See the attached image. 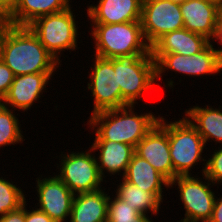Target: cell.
<instances>
[{
  "instance_id": "16",
  "label": "cell",
  "mask_w": 222,
  "mask_h": 222,
  "mask_svg": "<svg viewBox=\"0 0 222 222\" xmlns=\"http://www.w3.org/2000/svg\"><path fill=\"white\" fill-rule=\"evenodd\" d=\"M97 3L87 7L92 23L114 24L141 19L142 0H99Z\"/></svg>"
},
{
  "instance_id": "2",
  "label": "cell",
  "mask_w": 222,
  "mask_h": 222,
  "mask_svg": "<svg viewBox=\"0 0 222 222\" xmlns=\"http://www.w3.org/2000/svg\"><path fill=\"white\" fill-rule=\"evenodd\" d=\"M134 107L127 105L91 115L87 123L95 132L93 141H112L136 147L158 122L160 115L157 117L150 111L138 115L134 113Z\"/></svg>"
},
{
  "instance_id": "11",
  "label": "cell",
  "mask_w": 222,
  "mask_h": 222,
  "mask_svg": "<svg viewBox=\"0 0 222 222\" xmlns=\"http://www.w3.org/2000/svg\"><path fill=\"white\" fill-rule=\"evenodd\" d=\"M90 82L87 84L91 96L94 97V107L91 115L111 109L121 108V89L118 85L117 69L113 68V58L106 59L95 56Z\"/></svg>"
},
{
  "instance_id": "4",
  "label": "cell",
  "mask_w": 222,
  "mask_h": 222,
  "mask_svg": "<svg viewBox=\"0 0 222 222\" xmlns=\"http://www.w3.org/2000/svg\"><path fill=\"white\" fill-rule=\"evenodd\" d=\"M158 123L167 131L170 156L173 164V180L177 176L192 175L190 170L198 162L204 161L202 175L206 168V159L202 158L205 142L198 131L183 117L179 121H170L160 116Z\"/></svg>"
},
{
  "instance_id": "28",
  "label": "cell",
  "mask_w": 222,
  "mask_h": 222,
  "mask_svg": "<svg viewBox=\"0 0 222 222\" xmlns=\"http://www.w3.org/2000/svg\"><path fill=\"white\" fill-rule=\"evenodd\" d=\"M13 79L12 70L0 58V102L6 96Z\"/></svg>"
},
{
  "instance_id": "1",
  "label": "cell",
  "mask_w": 222,
  "mask_h": 222,
  "mask_svg": "<svg viewBox=\"0 0 222 222\" xmlns=\"http://www.w3.org/2000/svg\"><path fill=\"white\" fill-rule=\"evenodd\" d=\"M0 58L14 76L56 73L61 65L28 26H11L4 38Z\"/></svg>"
},
{
  "instance_id": "9",
  "label": "cell",
  "mask_w": 222,
  "mask_h": 222,
  "mask_svg": "<svg viewBox=\"0 0 222 222\" xmlns=\"http://www.w3.org/2000/svg\"><path fill=\"white\" fill-rule=\"evenodd\" d=\"M198 176H177L170 182V187L178 186L180 200L183 203L185 214L180 222H208L212 216L215 193L210 185L213 183L203 174Z\"/></svg>"
},
{
  "instance_id": "6",
  "label": "cell",
  "mask_w": 222,
  "mask_h": 222,
  "mask_svg": "<svg viewBox=\"0 0 222 222\" xmlns=\"http://www.w3.org/2000/svg\"><path fill=\"white\" fill-rule=\"evenodd\" d=\"M69 8L37 18L28 27L37 36L42 45L61 63L60 57L65 50L77 49L78 21Z\"/></svg>"
},
{
  "instance_id": "26",
  "label": "cell",
  "mask_w": 222,
  "mask_h": 222,
  "mask_svg": "<svg viewBox=\"0 0 222 222\" xmlns=\"http://www.w3.org/2000/svg\"><path fill=\"white\" fill-rule=\"evenodd\" d=\"M113 199L109 195L106 222H136L143 215L116 195Z\"/></svg>"
},
{
  "instance_id": "7",
  "label": "cell",
  "mask_w": 222,
  "mask_h": 222,
  "mask_svg": "<svg viewBox=\"0 0 222 222\" xmlns=\"http://www.w3.org/2000/svg\"><path fill=\"white\" fill-rule=\"evenodd\" d=\"M93 150L61 153L60 165L57 163L59 173L57 177L74 193L93 192L103 189L104 181L101 177ZM60 167V168H59Z\"/></svg>"
},
{
  "instance_id": "27",
  "label": "cell",
  "mask_w": 222,
  "mask_h": 222,
  "mask_svg": "<svg viewBox=\"0 0 222 222\" xmlns=\"http://www.w3.org/2000/svg\"><path fill=\"white\" fill-rule=\"evenodd\" d=\"M211 157L206 160L204 175L213 183L222 185V147L214 150Z\"/></svg>"
},
{
  "instance_id": "14",
  "label": "cell",
  "mask_w": 222,
  "mask_h": 222,
  "mask_svg": "<svg viewBox=\"0 0 222 222\" xmlns=\"http://www.w3.org/2000/svg\"><path fill=\"white\" fill-rule=\"evenodd\" d=\"M221 4L222 0L184 1L180 4L184 28L213 42Z\"/></svg>"
},
{
  "instance_id": "13",
  "label": "cell",
  "mask_w": 222,
  "mask_h": 222,
  "mask_svg": "<svg viewBox=\"0 0 222 222\" xmlns=\"http://www.w3.org/2000/svg\"><path fill=\"white\" fill-rule=\"evenodd\" d=\"M54 73H32L14 76L13 82L3 100L0 102L16 111H28L34 102L39 101L49 79ZM9 105V106H8Z\"/></svg>"
},
{
  "instance_id": "25",
  "label": "cell",
  "mask_w": 222,
  "mask_h": 222,
  "mask_svg": "<svg viewBox=\"0 0 222 222\" xmlns=\"http://www.w3.org/2000/svg\"><path fill=\"white\" fill-rule=\"evenodd\" d=\"M26 201L21 187L0 177V217L18 210Z\"/></svg>"
},
{
  "instance_id": "20",
  "label": "cell",
  "mask_w": 222,
  "mask_h": 222,
  "mask_svg": "<svg viewBox=\"0 0 222 222\" xmlns=\"http://www.w3.org/2000/svg\"><path fill=\"white\" fill-rule=\"evenodd\" d=\"M102 189L75 194L69 222H106L109 193Z\"/></svg>"
},
{
  "instance_id": "18",
  "label": "cell",
  "mask_w": 222,
  "mask_h": 222,
  "mask_svg": "<svg viewBox=\"0 0 222 222\" xmlns=\"http://www.w3.org/2000/svg\"><path fill=\"white\" fill-rule=\"evenodd\" d=\"M91 146L93 154L99 151L96 161L102 178H105V170L106 173L111 174L110 176L117 173L118 175L122 173V177L125 175L128 164L135 153V147L112 141H94Z\"/></svg>"
},
{
  "instance_id": "35",
  "label": "cell",
  "mask_w": 222,
  "mask_h": 222,
  "mask_svg": "<svg viewBox=\"0 0 222 222\" xmlns=\"http://www.w3.org/2000/svg\"><path fill=\"white\" fill-rule=\"evenodd\" d=\"M136 222H154L148 215H142Z\"/></svg>"
},
{
  "instance_id": "34",
  "label": "cell",
  "mask_w": 222,
  "mask_h": 222,
  "mask_svg": "<svg viewBox=\"0 0 222 222\" xmlns=\"http://www.w3.org/2000/svg\"><path fill=\"white\" fill-rule=\"evenodd\" d=\"M219 41V44L222 45V4H221V7H220V10H219V16H218V21H217V28H216V35H215V38L213 39V41L216 42ZM218 47L217 51L218 53L220 54V56L222 57V49Z\"/></svg>"
},
{
  "instance_id": "36",
  "label": "cell",
  "mask_w": 222,
  "mask_h": 222,
  "mask_svg": "<svg viewBox=\"0 0 222 222\" xmlns=\"http://www.w3.org/2000/svg\"><path fill=\"white\" fill-rule=\"evenodd\" d=\"M170 1L177 3V4H182L186 0H170Z\"/></svg>"
},
{
  "instance_id": "17",
  "label": "cell",
  "mask_w": 222,
  "mask_h": 222,
  "mask_svg": "<svg viewBox=\"0 0 222 222\" xmlns=\"http://www.w3.org/2000/svg\"><path fill=\"white\" fill-rule=\"evenodd\" d=\"M211 41L205 36L181 28L164 34L151 47V54L179 53L191 56L202 51Z\"/></svg>"
},
{
  "instance_id": "3",
  "label": "cell",
  "mask_w": 222,
  "mask_h": 222,
  "mask_svg": "<svg viewBox=\"0 0 222 222\" xmlns=\"http://www.w3.org/2000/svg\"><path fill=\"white\" fill-rule=\"evenodd\" d=\"M92 24L90 25L92 26L90 34L95 44L94 56L110 59L150 52V46L144 38L140 21Z\"/></svg>"
},
{
  "instance_id": "15",
  "label": "cell",
  "mask_w": 222,
  "mask_h": 222,
  "mask_svg": "<svg viewBox=\"0 0 222 222\" xmlns=\"http://www.w3.org/2000/svg\"><path fill=\"white\" fill-rule=\"evenodd\" d=\"M135 153L147 160L169 182L173 180L168 133L158 122L137 144Z\"/></svg>"
},
{
  "instance_id": "31",
  "label": "cell",
  "mask_w": 222,
  "mask_h": 222,
  "mask_svg": "<svg viewBox=\"0 0 222 222\" xmlns=\"http://www.w3.org/2000/svg\"><path fill=\"white\" fill-rule=\"evenodd\" d=\"M12 25V21L8 15L0 14V54L4 38Z\"/></svg>"
},
{
  "instance_id": "30",
  "label": "cell",
  "mask_w": 222,
  "mask_h": 222,
  "mask_svg": "<svg viewBox=\"0 0 222 222\" xmlns=\"http://www.w3.org/2000/svg\"><path fill=\"white\" fill-rule=\"evenodd\" d=\"M0 222H25V202L18 210L1 216Z\"/></svg>"
},
{
  "instance_id": "8",
  "label": "cell",
  "mask_w": 222,
  "mask_h": 222,
  "mask_svg": "<svg viewBox=\"0 0 222 222\" xmlns=\"http://www.w3.org/2000/svg\"><path fill=\"white\" fill-rule=\"evenodd\" d=\"M215 42H210L202 51L191 56L179 53L152 54L155 61L156 82L161 79L166 70L186 74L189 77L214 75L222 71V57L213 48ZM158 79V80H157Z\"/></svg>"
},
{
  "instance_id": "23",
  "label": "cell",
  "mask_w": 222,
  "mask_h": 222,
  "mask_svg": "<svg viewBox=\"0 0 222 222\" xmlns=\"http://www.w3.org/2000/svg\"><path fill=\"white\" fill-rule=\"evenodd\" d=\"M116 196L126 202L128 205L132 206L135 210L143 215L158 214L159 208H161V200L156 194L152 192H146L141 190L136 185L126 181L122 177V182L117 184Z\"/></svg>"
},
{
  "instance_id": "12",
  "label": "cell",
  "mask_w": 222,
  "mask_h": 222,
  "mask_svg": "<svg viewBox=\"0 0 222 222\" xmlns=\"http://www.w3.org/2000/svg\"><path fill=\"white\" fill-rule=\"evenodd\" d=\"M42 179V180H41ZM38 209L56 222L70 218L74 193L57 177L36 178ZM68 217V218H67Z\"/></svg>"
},
{
  "instance_id": "10",
  "label": "cell",
  "mask_w": 222,
  "mask_h": 222,
  "mask_svg": "<svg viewBox=\"0 0 222 222\" xmlns=\"http://www.w3.org/2000/svg\"><path fill=\"white\" fill-rule=\"evenodd\" d=\"M140 22L150 47L164 34L184 28L180 4L170 0L144 1Z\"/></svg>"
},
{
  "instance_id": "24",
  "label": "cell",
  "mask_w": 222,
  "mask_h": 222,
  "mask_svg": "<svg viewBox=\"0 0 222 222\" xmlns=\"http://www.w3.org/2000/svg\"><path fill=\"white\" fill-rule=\"evenodd\" d=\"M14 112L13 109L10 110L0 103V147L25 141L19 119Z\"/></svg>"
},
{
  "instance_id": "19",
  "label": "cell",
  "mask_w": 222,
  "mask_h": 222,
  "mask_svg": "<svg viewBox=\"0 0 222 222\" xmlns=\"http://www.w3.org/2000/svg\"><path fill=\"white\" fill-rule=\"evenodd\" d=\"M123 178L146 192L156 194L161 200L163 189L170 188V182L147 160L133 154ZM163 187V188H162Z\"/></svg>"
},
{
  "instance_id": "22",
  "label": "cell",
  "mask_w": 222,
  "mask_h": 222,
  "mask_svg": "<svg viewBox=\"0 0 222 222\" xmlns=\"http://www.w3.org/2000/svg\"><path fill=\"white\" fill-rule=\"evenodd\" d=\"M70 0H19L14 12L9 16L15 26H28L37 18L61 12L71 5Z\"/></svg>"
},
{
  "instance_id": "33",
  "label": "cell",
  "mask_w": 222,
  "mask_h": 222,
  "mask_svg": "<svg viewBox=\"0 0 222 222\" xmlns=\"http://www.w3.org/2000/svg\"><path fill=\"white\" fill-rule=\"evenodd\" d=\"M208 222H222V197H216L212 216Z\"/></svg>"
},
{
  "instance_id": "32",
  "label": "cell",
  "mask_w": 222,
  "mask_h": 222,
  "mask_svg": "<svg viewBox=\"0 0 222 222\" xmlns=\"http://www.w3.org/2000/svg\"><path fill=\"white\" fill-rule=\"evenodd\" d=\"M19 0H0V14L10 16L16 9Z\"/></svg>"
},
{
  "instance_id": "5",
  "label": "cell",
  "mask_w": 222,
  "mask_h": 222,
  "mask_svg": "<svg viewBox=\"0 0 222 222\" xmlns=\"http://www.w3.org/2000/svg\"><path fill=\"white\" fill-rule=\"evenodd\" d=\"M117 69L118 85L121 89V107L135 105L144 92L156 85L155 61L148 54H131L113 58Z\"/></svg>"
},
{
  "instance_id": "29",
  "label": "cell",
  "mask_w": 222,
  "mask_h": 222,
  "mask_svg": "<svg viewBox=\"0 0 222 222\" xmlns=\"http://www.w3.org/2000/svg\"><path fill=\"white\" fill-rule=\"evenodd\" d=\"M26 202L25 201V222H56L53 219H51L46 213L39 210L38 207L34 208L29 211L26 209Z\"/></svg>"
},
{
  "instance_id": "21",
  "label": "cell",
  "mask_w": 222,
  "mask_h": 222,
  "mask_svg": "<svg viewBox=\"0 0 222 222\" xmlns=\"http://www.w3.org/2000/svg\"><path fill=\"white\" fill-rule=\"evenodd\" d=\"M220 107L216 109L206 105L203 108L196 105L185 111V118L202 136L205 145L210 139L216 145L218 142L222 143V110Z\"/></svg>"
}]
</instances>
